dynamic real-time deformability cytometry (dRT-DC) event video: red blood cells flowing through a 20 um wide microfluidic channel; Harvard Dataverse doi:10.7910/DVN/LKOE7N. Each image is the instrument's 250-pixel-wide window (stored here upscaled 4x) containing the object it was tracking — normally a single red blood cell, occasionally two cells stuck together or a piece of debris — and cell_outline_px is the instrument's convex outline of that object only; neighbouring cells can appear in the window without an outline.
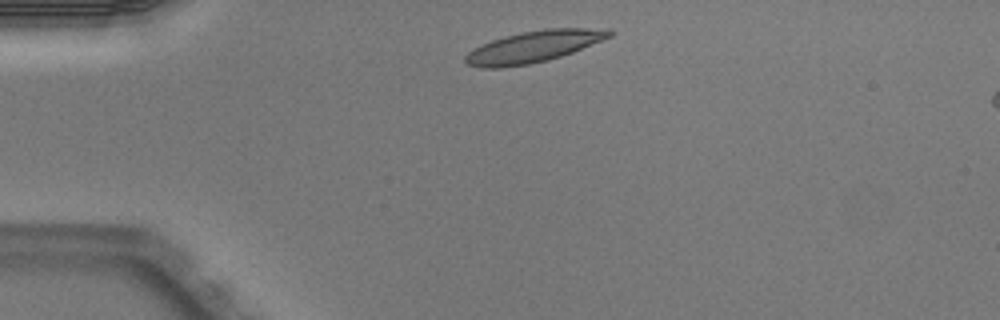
{"species": "Egyptian fruit bat (a non-hibernating species)", "species_latin": "Rousettus aegyptiacus", "temperature_condition": "warm", "stored_images_in_passage": 2, "camera_frame_rate_fps": 3000, "um_per_image_px": 0.085, "animal": {"sex": "male"}, "frame": {"image": 1, "passage_image": 1, "time_ms": 0.0, "image_size_px": [1000, 320], "cell_outline_px": [[616, 32], [612, 36], [572, 52], [548, 60], [528, 64], [500, 68], [480, 68], [468, 64], [464, 60], [464, 56], [468, 52], [492, 40], [524, 32], [548, 28], [612, 28]], "centroid_in_image_um": [45.41, 3.96], "position_along_channel_um": 39.6, "area_um2": 26.18}}